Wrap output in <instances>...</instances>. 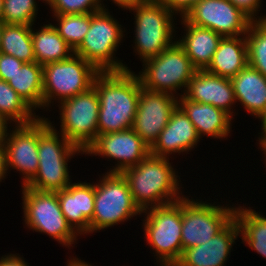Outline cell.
Here are the masks:
<instances>
[{
  "label": "cell",
  "mask_w": 266,
  "mask_h": 266,
  "mask_svg": "<svg viewBox=\"0 0 266 266\" xmlns=\"http://www.w3.org/2000/svg\"><path fill=\"white\" fill-rule=\"evenodd\" d=\"M93 86L99 99L98 135L132 128L141 83L134 71L99 72Z\"/></svg>",
  "instance_id": "cell-1"
},
{
  "label": "cell",
  "mask_w": 266,
  "mask_h": 266,
  "mask_svg": "<svg viewBox=\"0 0 266 266\" xmlns=\"http://www.w3.org/2000/svg\"><path fill=\"white\" fill-rule=\"evenodd\" d=\"M122 174L129 184L134 203L141 211L176 202L184 196L180 177L169 158L149 153Z\"/></svg>",
  "instance_id": "cell-2"
},
{
  "label": "cell",
  "mask_w": 266,
  "mask_h": 266,
  "mask_svg": "<svg viewBox=\"0 0 266 266\" xmlns=\"http://www.w3.org/2000/svg\"><path fill=\"white\" fill-rule=\"evenodd\" d=\"M48 118H38L39 164L35 176L25 185L39 191L57 192L72 183L68 162L84 152L70 143Z\"/></svg>",
  "instance_id": "cell-3"
},
{
  "label": "cell",
  "mask_w": 266,
  "mask_h": 266,
  "mask_svg": "<svg viewBox=\"0 0 266 266\" xmlns=\"http://www.w3.org/2000/svg\"><path fill=\"white\" fill-rule=\"evenodd\" d=\"M108 10L103 8L90 13L89 30L74 54L91 63L99 72L130 70L115 56L126 35L125 29Z\"/></svg>",
  "instance_id": "cell-4"
},
{
  "label": "cell",
  "mask_w": 266,
  "mask_h": 266,
  "mask_svg": "<svg viewBox=\"0 0 266 266\" xmlns=\"http://www.w3.org/2000/svg\"><path fill=\"white\" fill-rule=\"evenodd\" d=\"M129 11L135 16L134 52L142 62L158 56L177 40L176 18L159 0H148Z\"/></svg>",
  "instance_id": "cell-5"
},
{
  "label": "cell",
  "mask_w": 266,
  "mask_h": 266,
  "mask_svg": "<svg viewBox=\"0 0 266 266\" xmlns=\"http://www.w3.org/2000/svg\"><path fill=\"white\" fill-rule=\"evenodd\" d=\"M142 213H145L142 223L144 237L155 252L157 263H160L159 266H174L183 253L182 198L173 203L146 209Z\"/></svg>",
  "instance_id": "cell-6"
},
{
  "label": "cell",
  "mask_w": 266,
  "mask_h": 266,
  "mask_svg": "<svg viewBox=\"0 0 266 266\" xmlns=\"http://www.w3.org/2000/svg\"><path fill=\"white\" fill-rule=\"evenodd\" d=\"M142 63L143 69L137 74L141 86L147 90L171 94L177 98L185 94L189 81L196 71L177 41L158 56ZM182 88L183 92L178 93Z\"/></svg>",
  "instance_id": "cell-7"
},
{
  "label": "cell",
  "mask_w": 266,
  "mask_h": 266,
  "mask_svg": "<svg viewBox=\"0 0 266 266\" xmlns=\"http://www.w3.org/2000/svg\"><path fill=\"white\" fill-rule=\"evenodd\" d=\"M95 183L94 214L90 234L125 222L142 211L134 203L129 184L122 173L105 172Z\"/></svg>",
  "instance_id": "cell-8"
},
{
  "label": "cell",
  "mask_w": 266,
  "mask_h": 266,
  "mask_svg": "<svg viewBox=\"0 0 266 266\" xmlns=\"http://www.w3.org/2000/svg\"><path fill=\"white\" fill-rule=\"evenodd\" d=\"M22 187V209L25 226L33 232L49 235L66 248L76 243L79 236L68 224L58 201L57 192L39 191Z\"/></svg>",
  "instance_id": "cell-9"
},
{
  "label": "cell",
  "mask_w": 266,
  "mask_h": 266,
  "mask_svg": "<svg viewBox=\"0 0 266 266\" xmlns=\"http://www.w3.org/2000/svg\"><path fill=\"white\" fill-rule=\"evenodd\" d=\"M98 73L91 63L75 54L43 65V109L47 111L54 100L61 103L87 91Z\"/></svg>",
  "instance_id": "cell-10"
},
{
  "label": "cell",
  "mask_w": 266,
  "mask_h": 266,
  "mask_svg": "<svg viewBox=\"0 0 266 266\" xmlns=\"http://www.w3.org/2000/svg\"><path fill=\"white\" fill-rule=\"evenodd\" d=\"M182 197L181 242L183 250L200 246L221 232L233 219L235 205H215ZM203 201V202H202Z\"/></svg>",
  "instance_id": "cell-11"
},
{
  "label": "cell",
  "mask_w": 266,
  "mask_h": 266,
  "mask_svg": "<svg viewBox=\"0 0 266 266\" xmlns=\"http://www.w3.org/2000/svg\"><path fill=\"white\" fill-rule=\"evenodd\" d=\"M60 132L84 153L98 137L99 99L96 88L62 101L59 105Z\"/></svg>",
  "instance_id": "cell-12"
},
{
  "label": "cell",
  "mask_w": 266,
  "mask_h": 266,
  "mask_svg": "<svg viewBox=\"0 0 266 266\" xmlns=\"http://www.w3.org/2000/svg\"><path fill=\"white\" fill-rule=\"evenodd\" d=\"M184 18L190 24L209 28L223 37L246 35L252 22L229 0H201Z\"/></svg>",
  "instance_id": "cell-13"
},
{
  "label": "cell",
  "mask_w": 266,
  "mask_h": 266,
  "mask_svg": "<svg viewBox=\"0 0 266 266\" xmlns=\"http://www.w3.org/2000/svg\"><path fill=\"white\" fill-rule=\"evenodd\" d=\"M150 153V147L132 129L99 134L94 143L85 151V155H98L115 159L116 164L108 171L122 173L127 168L136 166Z\"/></svg>",
  "instance_id": "cell-14"
},
{
  "label": "cell",
  "mask_w": 266,
  "mask_h": 266,
  "mask_svg": "<svg viewBox=\"0 0 266 266\" xmlns=\"http://www.w3.org/2000/svg\"><path fill=\"white\" fill-rule=\"evenodd\" d=\"M8 127L12 126H7L2 141L7 169L19 171L22 174L21 186H25L38 170V119L30 124L15 125L12 130Z\"/></svg>",
  "instance_id": "cell-15"
},
{
  "label": "cell",
  "mask_w": 266,
  "mask_h": 266,
  "mask_svg": "<svg viewBox=\"0 0 266 266\" xmlns=\"http://www.w3.org/2000/svg\"><path fill=\"white\" fill-rule=\"evenodd\" d=\"M178 106L174 95L141 87L132 129L151 147Z\"/></svg>",
  "instance_id": "cell-16"
},
{
  "label": "cell",
  "mask_w": 266,
  "mask_h": 266,
  "mask_svg": "<svg viewBox=\"0 0 266 266\" xmlns=\"http://www.w3.org/2000/svg\"><path fill=\"white\" fill-rule=\"evenodd\" d=\"M61 211L71 228L80 235L90 234L94 214L95 183L73 182L57 191Z\"/></svg>",
  "instance_id": "cell-17"
},
{
  "label": "cell",
  "mask_w": 266,
  "mask_h": 266,
  "mask_svg": "<svg viewBox=\"0 0 266 266\" xmlns=\"http://www.w3.org/2000/svg\"><path fill=\"white\" fill-rule=\"evenodd\" d=\"M184 96L196 103L213 105L228 113L232 118L237 114L231 110L236 100L230 78L214 75L206 70H196Z\"/></svg>",
  "instance_id": "cell-18"
},
{
  "label": "cell",
  "mask_w": 266,
  "mask_h": 266,
  "mask_svg": "<svg viewBox=\"0 0 266 266\" xmlns=\"http://www.w3.org/2000/svg\"><path fill=\"white\" fill-rule=\"evenodd\" d=\"M240 236L235 218L216 236L200 246L183 250L174 266H226L232 246Z\"/></svg>",
  "instance_id": "cell-19"
},
{
  "label": "cell",
  "mask_w": 266,
  "mask_h": 266,
  "mask_svg": "<svg viewBox=\"0 0 266 266\" xmlns=\"http://www.w3.org/2000/svg\"><path fill=\"white\" fill-rule=\"evenodd\" d=\"M198 142L200 138L194 125L177 106L171 113L167 126L150 147V153L154 156L169 158L170 154L191 152Z\"/></svg>",
  "instance_id": "cell-20"
},
{
  "label": "cell",
  "mask_w": 266,
  "mask_h": 266,
  "mask_svg": "<svg viewBox=\"0 0 266 266\" xmlns=\"http://www.w3.org/2000/svg\"><path fill=\"white\" fill-rule=\"evenodd\" d=\"M178 107L191 120L200 139L204 136L227 139L230 136L231 122L235 118L225 111L210 104L193 102L184 95L178 97Z\"/></svg>",
  "instance_id": "cell-21"
},
{
  "label": "cell",
  "mask_w": 266,
  "mask_h": 266,
  "mask_svg": "<svg viewBox=\"0 0 266 266\" xmlns=\"http://www.w3.org/2000/svg\"><path fill=\"white\" fill-rule=\"evenodd\" d=\"M181 19L185 32L181 39L176 41L184 49L196 70H206L223 36L209 28L190 24L184 17Z\"/></svg>",
  "instance_id": "cell-22"
},
{
  "label": "cell",
  "mask_w": 266,
  "mask_h": 266,
  "mask_svg": "<svg viewBox=\"0 0 266 266\" xmlns=\"http://www.w3.org/2000/svg\"><path fill=\"white\" fill-rule=\"evenodd\" d=\"M231 81L236 103L258 118L266 108V77L247 65Z\"/></svg>",
  "instance_id": "cell-23"
},
{
  "label": "cell",
  "mask_w": 266,
  "mask_h": 266,
  "mask_svg": "<svg viewBox=\"0 0 266 266\" xmlns=\"http://www.w3.org/2000/svg\"><path fill=\"white\" fill-rule=\"evenodd\" d=\"M248 65L246 37H223L207 72L221 77L232 78Z\"/></svg>",
  "instance_id": "cell-24"
},
{
  "label": "cell",
  "mask_w": 266,
  "mask_h": 266,
  "mask_svg": "<svg viewBox=\"0 0 266 266\" xmlns=\"http://www.w3.org/2000/svg\"><path fill=\"white\" fill-rule=\"evenodd\" d=\"M31 37L34 48L35 62L45 65L50 62L64 61L69 59L74 50L58 34L52 23L43 24L41 28L33 30Z\"/></svg>",
  "instance_id": "cell-25"
},
{
  "label": "cell",
  "mask_w": 266,
  "mask_h": 266,
  "mask_svg": "<svg viewBox=\"0 0 266 266\" xmlns=\"http://www.w3.org/2000/svg\"><path fill=\"white\" fill-rule=\"evenodd\" d=\"M8 84L35 111L43 110V66L37 62H24L10 77Z\"/></svg>",
  "instance_id": "cell-26"
},
{
  "label": "cell",
  "mask_w": 266,
  "mask_h": 266,
  "mask_svg": "<svg viewBox=\"0 0 266 266\" xmlns=\"http://www.w3.org/2000/svg\"><path fill=\"white\" fill-rule=\"evenodd\" d=\"M260 213L251 207L239 205L235 209L234 218L239 225L242 242L266 258V217Z\"/></svg>",
  "instance_id": "cell-27"
},
{
  "label": "cell",
  "mask_w": 266,
  "mask_h": 266,
  "mask_svg": "<svg viewBox=\"0 0 266 266\" xmlns=\"http://www.w3.org/2000/svg\"><path fill=\"white\" fill-rule=\"evenodd\" d=\"M35 112L8 82L0 79V118L5 123L8 125L33 123L40 117Z\"/></svg>",
  "instance_id": "cell-28"
},
{
  "label": "cell",
  "mask_w": 266,
  "mask_h": 266,
  "mask_svg": "<svg viewBox=\"0 0 266 266\" xmlns=\"http://www.w3.org/2000/svg\"><path fill=\"white\" fill-rule=\"evenodd\" d=\"M0 52L12 55L23 62H34V48L30 25L5 24Z\"/></svg>",
  "instance_id": "cell-29"
},
{
  "label": "cell",
  "mask_w": 266,
  "mask_h": 266,
  "mask_svg": "<svg viewBox=\"0 0 266 266\" xmlns=\"http://www.w3.org/2000/svg\"><path fill=\"white\" fill-rule=\"evenodd\" d=\"M57 24H52L58 34L75 51L85 38L90 27V13L53 14Z\"/></svg>",
  "instance_id": "cell-30"
},
{
  "label": "cell",
  "mask_w": 266,
  "mask_h": 266,
  "mask_svg": "<svg viewBox=\"0 0 266 266\" xmlns=\"http://www.w3.org/2000/svg\"><path fill=\"white\" fill-rule=\"evenodd\" d=\"M245 37L248 65L266 77V20L252 21Z\"/></svg>",
  "instance_id": "cell-31"
},
{
  "label": "cell",
  "mask_w": 266,
  "mask_h": 266,
  "mask_svg": "<svg viewBox=\"0 0 266 266\" xmlns=\"http://www.w3.org/2000/svg\"><path fill=\"white\" fill-rule=\"evenodd\" d=\"M46 3V0H42ZM36 0H3L1 20L5 24L35 25L38 14Z\"/></svg>",
  "instance_id": "cell-32"
},
{
  "label": "cell",
  "mask_w": 266,
  "mask_h": 266,
  "mask_svg": "<svg viewBox=\"0 0 266 266\" xmlns=\"http://www.w3.org/2000/svg\"><path fill=\"white\" fill-rule=\"evenodd\" d=\"M53 14H85L94 13L103 8L101 0H46Z\"/></svg>",
  "instance_id": "cell-33"
},
{
  "label": "cell",
  "mask_w": 266,
  "mask_h": 266,
  "mask_svg": "<svg viewBox=\"0 0 266 266\" xmlns=\"http://www.w3.org/2000/svg\"><path fill=\"white\" fill-rule=\"evenodd\" d=\"M23 63L12 55L0 52V79L8 82L10 77L22 67Z\"/></svg>",
  "instance_id": "cell-34"
},
{
  "label": "cell",
  "mask_w": 266,
  "mask_h": 266,
  "mask_svg": "<svg viewBox=\"0 0 266 266\" xmlns=\"http://www.w3.org/2000/svg\"><path fill=\"white\" fill-rule=\"evenodd\" d=\"M229 1L233 3L238 9H240L244 14H246L252 21L266 20V15L264 16L258 15L263 0H229Z\"/></svg>",
  "instance_id": "cell-35"
},
{
  "label": "cell",
  "mask_w": 266,
  "mask_h": 266,
  "mask_svg": "<svg viewBox=\"0 0 266 266\" xmlns=\"http://www.w3.org/2000/svg\"><path fill=\"white\" fill-rule=\"evenodd\" d=\"M170 12L179 18L185 15L192 9V7L201 0H159ZM179 13V14H178ZM177 14V15H176Z\"/></svg>",
  "instance_id": "cell-36"
},
{
  "label": "cell",
  "mask_w": 266,
  "mask_h": 266,
  "mask_svg": "<svg viewBox=\"0 0 266 266\" xmlns=\"http://www.w3.org/2000/svg\"><path fill=\"white\" fill-rule=\"evenodd\" d=\"M0 266H29V264L19 254L9 253L0 258Z\"/></svg>",
  "instance_id": "cell-37"
},
{
  "label": "cell",
  "mask_w": 266,
  "mask_h": 266,
  "mask_svg": "<svg viewBox=\"0 0 266 266\" xmlns=\"http://www.w3.org/2000/svg\"><path fill=\"white\" fill-rule=\"evenodd\" d=\"M7 163H6V153L3 144H0V183L8 175Z\"/></svg>",
  "instance_id": "cell-38"
},
{
  "label": "cell",
  "mask_w": 266,
  "mask_h": 266,
  "mask_svg": "<svg viewBox=\"0 0 266 266\" xmlns=\"http://www.w3.org/2000/svg\"><path fill=\"white\" fill-rule=\"evenodd\" d=\"M102 1V0H101ZM116 6L120 8H123V10H128L132 7H135L139 4H143L147 2L148 0H112Z\"/></svg>",
  "instance_id": "cell-39"
},
{
  "label": "cell",
  "mask_w": 266,
  "mask_h": 266,
  "mask_svg": "<svg viewBox=\"0 0 266 266\" xmlns=\"http://www.w3.org/2000/svg\"><path fill=\"white\" fill-rule=\"evenodd\" d=\"M66 266H92V265L89 264V262L87 263L84 260H81L79 258L73 257L71 259H68Z\"/></svg>",
  "instance_id": "cell-40"
},
{
  "label": "cell",
  "mask_w": 266,
  "mask_h": 266,
  "mask_svg": "<svg viewBox=\"0 0 266 266\" xmlns=\"http://www.w3.org/2000/svg\"><path fill=\"white\" fill-rule=\"evenodd\" d=\"M261 135V136H260ZM258 139L259 147L261 148V151H263L265 155V165H266V133L260 134Z\"/></svg>",
  "instance_id": "cell-41"
},
{
  "label": "cell",
  "mask_w": 266,
  "mask_h": 266,
  "mask_svg": "<svg viewBox=\"0 0 266 266\" xmlns=\"http://www.w3.org/2000/svg\"><path fill=\"white\" fill-rule=\"evenodd\" d=\"M259 120H261V134L266 133V108L265 110L260 114L258 117Z\"/></svg>",
  "instance_id": "cell-42"
},
{
  "label": "cell",
  "mask_w": 266,
  "mask_h": 266,
  "mask_svg": "<svg viewBox=\"0 0 266 266\" xmlns=\"http://www.w3.org/2000/svg\"><path fill=\"white\" fill-rule=\"evenodd\" d=\"M8 124L0 118V144L2 143Z\"/></svg>",
  "instance_id": "cell-43"
},
{
  "label": "cell",
  "mask_w": 266,
  "mask_h": 266,
  "mask_svg": "<svg viewBox=\"0 0 266 266\" xmlns=\"http://www.w3.org/2000/svg\"><path fill=\"white\" fill-rule=\"evenodd\" d=\"M5 23L0 19V46H1V38H2V32L4 29Z\"/></svg>",
  "instance_id": "cell-44"
},
{
  "label": "cell",
  "mask_w": 266,
  "mask_h": 266,
  "mask_svg": "<svg viewBox=\"0 0 266 266\" xmlns=\"http://www.w3.org/2000/svg\"><path fill=\"white\" fill-rule=\"evenodd\" d=\"M2 9H3V0H0V19L2 16Z\"/></svg>",
  "instance_id": "cell-45"
}]
</instances>
